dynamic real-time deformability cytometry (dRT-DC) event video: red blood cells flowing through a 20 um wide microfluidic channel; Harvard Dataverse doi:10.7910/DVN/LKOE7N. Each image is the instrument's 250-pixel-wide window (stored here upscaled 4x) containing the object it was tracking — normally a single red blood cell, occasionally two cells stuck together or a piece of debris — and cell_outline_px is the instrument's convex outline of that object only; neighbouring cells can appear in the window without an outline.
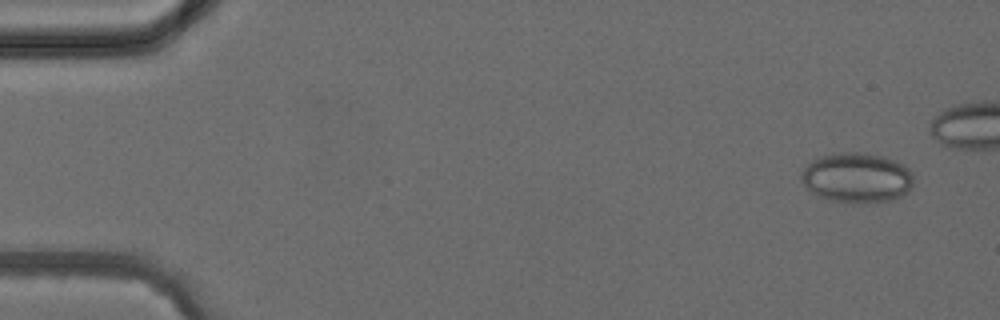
{"species": "common noctule bat (a hibernating species)", "species_latin": "Nyctalus noctula", "temperature_condition": "cold", "stored_images_in_passage": 5, "camera_frame_rate_fps": 3000, "um_per_image_px": 0.085, "animal": {"sex": "female", "body_mass_g": 24.6, "forearm_length_mm": 56.2}, "frame": {"image": 1, "passage_image": 1, "time_ms": 0.0, "image_size_px": [1000, 320], "cell_outline_px": [[912, 184], [900, 196], [892, 200], [828, 200], [816, 196], [800, 180], [800, 172], [812, 160], [820, 156], [840, 152], [864, 152], [884, 156], [896, 160], [904, 164], [912, 172]], "centroid_in_image_um": [72.79, 15.04], "position_along_channel_um": 12.2, "area_um2": 32.14}}